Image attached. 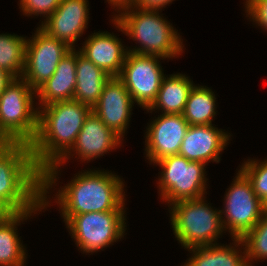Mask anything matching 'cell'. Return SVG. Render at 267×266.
<instances>
[{"instance_id": "cell-1", "label": "cell", "mask_w": 267, "mask_h": 266, "mask_svg": "<svg viewBox=\"0 0 267 266\" xmlns=\"http://www.w3.org/2000/svg\"><path fill=\"white\" fill-rule=\"evenodd\" d=\"M41 108H38V128L30 150L35 166L43 172L71 149L92 108L74 99Z\"/></svg>"}, {"instance_id": "cell-2", "label": "cell", "mask_w": 267, "mask_h": 266, "mask_svg": "<svg viewBox=\"0 0 267 266\" xmlns=\"http://www.w3.org/2000/svg\"><path fill=\"white\" fill-rule=\"evenodd\" d=\"M124 183L119 175L100 170L80 172L55 195L65 224L91 212L125 211Z\"/></svg>"}, {"instance_id": "cell-3", "label": "cell", "mask_w": 267, "mask_h": 266, "mask_svg": "<svg viewBox=\"0 0 267 266\" xmlns=\"http://www.w3.org/2000/svg\"><path fill=\"white\" fill-rule=\"evenodd\" d=\"M0 205L12 212L44 209L42 172L34 164L29 144L13 142L0 155Z\"/></svg>"}, {"instance_id": "cell-4", "label": "cell", "mask_w": 267, "mask_h": 266, "mask_svg": "<svg viewBox=\"0 0 267 266\" xmlns=\"http://www.w3.org/2000/svg\"><path fill=\"white\" fill-rule=\"evenodd\" d=\"M119 12L118 15L114 14L112 23L130 39L140 43V47L129 48V52L164 59L179 57L183 52L181 36L166 18L159 15V10L130 6Z\"/></svg>"}, {"instance_id": "cell-5", "label": "cell", "mask_w": 267, "mask_h": 266, "mask_svg": "<svg viewBox=\"0 0 267 266\" xmlns=\"http://www.w3.org/2000/svg\"><path fill=\"white\" fill-rule=\"evenodd\" d=\"M205 197L168 205L173 233L184 249L217 244L224 231L220 210Z\"/></svg>"}, {"instance_id": "cell-6", "label": "cell", "mask_w": 267, "mask_h": 266, "mask_svg": "<svg viewBox=\"0 0 267 266\" xmlns=\"http://www.w3.org/2000/svg\"><path fill=\"white\" fill-rule=\"evenodd\" d=\"M35 94L22 78H14L5 88L0 95V138L29 145L34 140L38 128Z\"/></svg>"}, {"instance_id": "cell-7", "label": "cell", "mask_w": 267, "mask_h": 266, "mask_svg": "<svg viewBox=\"0 0 267 266\" xmlns=\"http://www.w3.org/2000/svg\"><path fill=\"white\" fill-rule=\"evenodd\" d=\"M122 138L107 127L99 116L91 110L87 115L84 125L82 126L74 145L71 149L55 164L50 165L42 172V204L44 209L50 205L47 198L53 184H57L58 169L65 164L67 159L72 155L85 162L97 157L103 156L110 150H114L122 143ZM118 146V147H117ZM72 152H74L72 154ZM71 154V155H70ZM49 190V191H48ZM49 204V205H48Z\"/></svg>"}, {"instance_id": "cell-8", "label": "cell", "mask_w": 267, "mask_h": 266, "mask_svg": "<svg viewBox=\"0 0 267 266\" xmlns=\"http://www.w3.org/2000/svg\"><path fill=\"white\" fill-rule=\"evenodd\" d=\"M154 164L162 170L157 184L163 202L171 205L178 201L199 199L207 194L206 164L190 161L179 154L167 156Z\"/></svg>"}, {"instance_id": "cell-9", "label": "cell", "mask_w": 267, "mask_h": 266, "mask_svg": "<svg viewBox=\"0 0 267 266\" xmlns=\"http://www.w3.org/2000/svg\"><path fill=\"white\" fill-rule=\"evenodd\" d=\"M125 212L105 211L74 215L65 225L83 253H94L124 237Z\"/></svg>"}, {"instance_id": "cell-10", "label": "cell", "mask_w": 267, "mask_h": 266, "mask_svg": "<svg viewBox=\"0 0 267 266\" xmlns=\"http://www.w3.org/2000/svg\"><path fill=\"white\" fill-rule=\"evenodd\" d=\"M233 179L224 197V209L220 213L224 230L227 229L233 238H242L263 217L264 203L240 170Z\"/></svg>"}, {"instance_id": "cell-11", "label": "cell", "mask_w": 267, "mask_h": 266, "mask_svg": "<svg viewBox=\"0 0 267 266\" xmlns=\"http://www.w3.org/2000/svg\"><path fill=\"white\" fill-rule=\"evenodd\" d=\"M158 59L164 60L160 56L128 51L121 74L118 76L133 102L143 109H148L155 101L165 76Z\"/></svg>"}, {"instance_id": "cell-12", "label": "cell", "mask_w": 267, "mask_h": 266, "mask_svg": "<svg viewBox=\"0 0 267 266\" xmlns=\"http://www.w3.org/2000/svg\"><path fill=\"white\" fill-rule=\"evenodd\" d=\"M36 29L32 39H27L25 66L21 77L35 91L53 75L61 59L72 50L40 27Z\"/></svg>"}, {"instance_id": "cell-13", "label": "cell", "mask_w": 267, "mask_h": 266, "mask_svg": "<svg viewBox=\"0 0 267 266\" xmlns=\"http://www.w3.org/2000/svg\"><path fill=\"white\" fill-rule=\"evenodd\" d=\"M149 124L145 136L147 160L156 163L167 156L179 154L189 127L183 114H160Z\"/></svg>"}, {"instance_id": "cell-14", "label": "cell", "mask_w": 267, "mask_h": 266, "mask_svg": "<svg viewBox=\"0 0 267 266\" xmlns=\"http://www.w3.org/2000/svg\"><path fill=\"white\" fill-rule=\"evenodd\" d=\"M88 6V0H61L57 9L39 27L74 49L73 44L88 28Z\"/></svg>"}, {"instance_id": "cell-15", "label": "cell", "mask_w": 267, "mask_h": 266, "mask_svg": "<svg viewBox=\"0 0 267 266\" xmlns=\"http://www.w3.org/2000/svg\"><path fill=\"white\" fill-rule=\"evenodd\" d=\"M134 104L124 83L118 77H111L92 110L107 127L123 139Z\"/></svg>"}, {"instance_id": "cell-16", "label": "cell", "mask_w": 267, "mask_h": 266, "mask_svg": "<svg viewBox=\"0 0 267 266\" xmlns=\"http://www.w3.org/2000/svg\"><path fill=\"white\" fill-rule=\"evenodd\" d=\"M231 134L214 125H189L179 155L190 161L219 163L220 154L229 143Z\"/></svg>"}, {"instance_id": "cell-17", "label": "cell", "mask_w": 267, "mask_h": 266, "mask_svg": "<svg viewBox=\"0 0 267 266\" xmlns=\"http://www.w3.org/2000/svg\"><path fill=\"white\" fill-rule=\"evenodd\" d=\"M113 33L94 32L84 42L80 53L111 77L121 74L128 47Z\"/></svg>"}, {"instance_id": "cell-18", "label": "cell", "mask_w": 267, "mask_h": 266, "mask_svg": "<svg viewBox=\"0 0 267 266\" xmlns=\"http://www.w3.org/2000/svg\"><path fill=\"white\" fill-rule=\"evenodd\" d=\"M75 87L76 49L74 48L61 59L53 75L36 90V98L40 102L38 108L57 101L72 100Z\"/></svg>"}, {"instance_id": "cell-19", "label": "cell", "mask_w": 267, "mask_h": 266, "mask_svg": "<svg viewBox=\"0 0 267 266\" xmlns=\"http://www.w3.org/2000/svg\"><path fill=\"white\" fill-rule=\"evenodd\" d=\"M232 239L235 247L232 244L220 245L217 243L189 248L188 251H192L190 252L192 256L183 266H249L243 241L241 238Z\"/></svg>"}, {"instance_id": "cell-20", "label": "cell", "mask_w": 267, "mask_h": 266, "mask_svg": "<svg viewBox=\"0 0 267 266\" xmlns=\"http://www.w3.org/2000/svg\"><path fill=\"white\" fill-rule=\"evenodd\" d=\"M111 76L76 51V87L73 99L91 108L98 102Z\"/></svg>"}, {"instance_id": "cell-21", "label": "cell", "mask_w": 267, "mask_h": 266, "mask_svg": "<svg viewBox=\"0 0 267 266\" xmlns=\"http://www.w3.org/2000/svg\"><path fill=\"white\" fill-rule=\"evenodd\" d=\"M41 210L12 212L0 225V266H25L26 248L18 237L17 226Z\"/></svg>"}, {"instance_id": "cell-22", "label": "cell", "mask_w": 267, "mask_h": 266, "mask_svg": "<svg viewBox=\"0 0 267 266\" xmlns=\"http://www.w3.org/2000/svg\"><path fill=\"white\" fill-rule=\"evenodd\" d=\"M193 86V81L182 73L164 76L155 101L146 110L151 113L159 109L162 114H183Z\"/></svg>"}, {"instance_id": "cell-23", "label": "cell", "mask_w": 267, "mask_h": 266, "mask_svg": "<svg viewBox=\"0 0 267 266\" xmlns=\"http://www.w3.org/2000/svg\"><path fill=\"white\" fill-rule=\"evenodd\" d=\"M214 92L204 86L194 84L189 92L183 116L189 125H212L216 115Z\"/></svg>"}, {"instance_id": "cell-24", "label": "cell", "mask_w": 267, "mask_h": 266, "mask_svg": "<svg viewBox=\"0 0 267 266\" xmlns=\"http://www.w3.org/2000/svg\"><path fill=\"white\" fill-rule=\"evenodd\" d=\"M26 37L0 34V68L14 78H21L25 66Z\"/></svg>"}, {"instance_id": "cell-25", "label": "cell", "mask_w": 267, "mask_h": 266, "mask_svg": "<svg viewBox=\"0 0 267 266\" xmlns=\"http://www.w3.org/2000/svg\"><path fill=\"white\" fill-rule=\"evenodd\" d=\"M245 248L248 265H254L255 261L267 259V214L264 213L258 224L248 231L242 238ZM253 263H252V262Z\"/></svg>"}, {"instance_id": "cell-26", "label": "cell", "mask_w": 267, "mask_h": 266, "mask_svg": "<svg viewBox=\"0 0 267 266\" xmlns=\"http://www.w3.org/2000/svg\"><path fill=\"white\" fill-rule=\"evenodd\" d=\"M239 169L251 182L257 197L265 203L267 201V159L257 161L248 159Z\"/></svg>"}, {"instance_id": "cell-27", "label": "cell", "mask_w": 267, "mask_h": 266, "mask_svg": "<svg viewBox=\"0 0 267 266\" xmlns=\"http://www.w3.org/2000/svg\"><path fill=\"white\" fill-rule=\"evenodd\" d=\"M20 9L26 16H40L46 19L57 9L61 0H19Z\"/></svg>"}, {"instance_id": "cell-28", "label": "cell", "mask_w": 267, "mask_h": 266, "mask_svg": "<svg viewBox=\"0 0 267 266\" xmlns=\"http://www.w3.org/2000/svg\"><path fill=\"white\" fill-rule=\"evenodd\" d=\"M245 10L254 24L267 30V0H246Z\"/></svg>"}, {"instance_id": "cell-29", "label": "cell", "mask_w": 267, "mask_h": 266, "mask_svg": "<svg viewBox=\"0 0 267 266\" xmlns=\"http://www.w3.org/2000/svg\"><path fill=\"white\" fill-rule=\"evenodd\" d=\"M174 0H135L132 7L145 10H162Z\"/></svg>"}, {"instance_id": "cell-30", "label": "cell", "mask_w": 267, "mask_h": 266, "mask_svg": "<svg viewBox=\"0 0 267 266\" xmlns=\"http://www.w3.org/2000/svg\"><path fill=\"white\" fill-rule=\"evenodd\" d=\"M13 80L14 77L10 73L0 68V95Z\"/></svg>"}, {"instance_id": "cell-31", "label": "cell", "mask_w": 267, "mask_h": 266, "mask_svg": "<svg viewBox=\"0 0 267 266\" xmlns=\"http://www.w3.org/2000/svg\"><path fill=\"white\" fill-rule=\"evenodd\" d=\"M107 1L108 4L110 3L112 7L116 8L115 11L119 13L120 10L132 6L135 0H107Z\"/></svg>"}, {"instance_id": "cell-32", "label": "cell", "mask_w": 267, "mask_h": 266, "mask_svg": "<svg viewBox=\"0 0 267 266\" xmlns=\"http://www.w3.org/2000/svg\"><path fill=\"white\" fill-rule=\"evenodd\" d=\"M12 213L7 207L0 205V225L6 220V218Z\"/></svg>"}, {"instance_id": "cell-33", "label": "cell", "mask_w": 267, "mask_h": 266, "mask_svg": "<svg viewBox=\"0 0 267 266\" xmlns=\"http://www.w3.org/2000/svg\"><path fill=\"white\" fill-rule=\"evenodd\" d=\"M13 142L7 139L0 138V155L12 144Z\"/></svg>"}, {"instance_id": "cell-34", "label": "cell", "mask_w": 267, "mask_h": 266, "mask_svg": "<svg viewBox=\"0 0 267 266\" xmlns=\"http://www.w3.org/2000/svg\"><path fill=\"white\" fill-rule=\"evenodd\" d=\"M264 213L267 214V201L264 203Z\"/></svg>"}]
</instances>
